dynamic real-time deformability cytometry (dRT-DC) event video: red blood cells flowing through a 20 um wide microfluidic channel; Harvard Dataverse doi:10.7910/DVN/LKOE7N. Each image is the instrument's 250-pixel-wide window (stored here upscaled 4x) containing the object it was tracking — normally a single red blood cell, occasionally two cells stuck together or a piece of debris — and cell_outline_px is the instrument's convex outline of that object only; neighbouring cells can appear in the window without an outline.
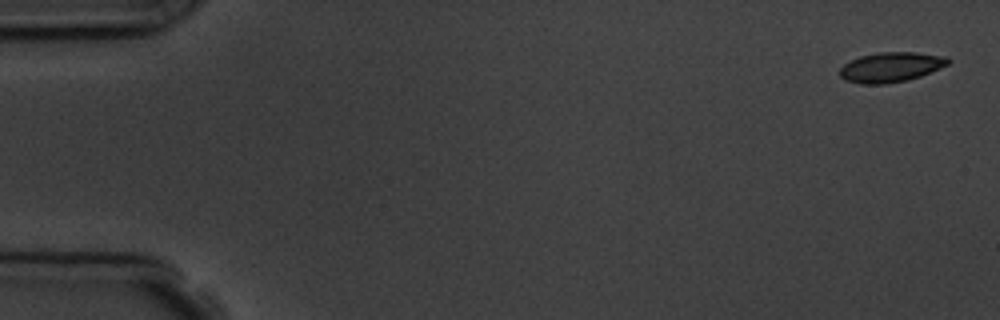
{"species": "common noctule bat (a hibernating species)", "species_latin": "Nyctalus noctula", "temperature_condition": "room temperature", "stored_images_in_passage": 5, "camera_frame_rate_fps": 3000, "um_per_image_px": 0.085, "animal": {"sex": "male", "body_mass_g": 19.5, "forearm_length_mm": 54.6}, "frame": {"image": 1, "passage_image": 1, "time_ms": 0.0, "image_size_px": [1000, 320], "cell_outline_px": [[952, 60], [948, 64], [940, 68], [920, 76], [908, 80], [884, 84], [860, 84], [844, 80], [840, 76], [840, 68], [844, 64], [860, 56], [880, 52], [916, 52], [948, 56]], "centroid_in_image_um": [75.75, 5.7], "position_along_channel_um": 9.3, "area_um2": 18.96}}
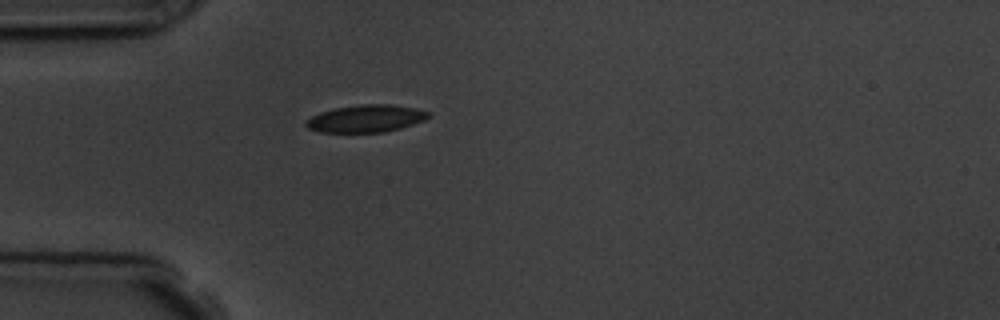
{"frame": {"image": 2, "passage_image": 5, "time_ms": 4.667, "image_size_px": [1000, 320], "cell_outline_px": [[432, 116], [424, 120], [400, 128], [384, 132], [320, 132], [308, 128], [304, 124], [304, 120], [320, 112], [336, 108], [360, 104], [392, 104], [416, 108], [428, 112]], "centroid_in_image_um": [31.09, 10.07], "position_along_channel_um": 53.9, "area_um2": 19.54}}